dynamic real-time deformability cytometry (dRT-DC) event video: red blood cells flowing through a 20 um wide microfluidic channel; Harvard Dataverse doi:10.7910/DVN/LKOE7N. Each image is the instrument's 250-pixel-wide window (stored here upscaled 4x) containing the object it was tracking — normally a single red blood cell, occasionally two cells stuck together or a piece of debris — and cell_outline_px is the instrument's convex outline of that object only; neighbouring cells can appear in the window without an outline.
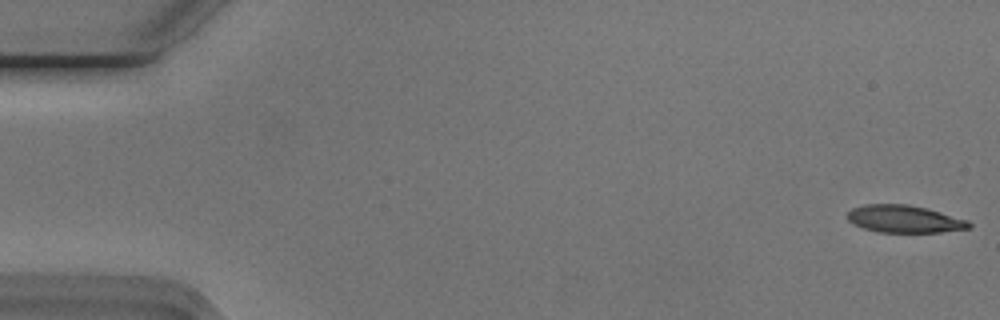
{"species": "Egyptian fruit bat (a non-hibernating species)", "species_latin": "Rousettus aegyptiacus", "temperature_condition": "cold", "stored_images_in_passage": 17, "camera_frame_rate_fps": 3000, "um_per_image_px": 0.085, "animal": {"sex": "male"}, "frame": {"image": 1, "passage_image": 1, "time_ms": 0.0, "image_size_px": [1000, 320], "cell_outline_px": [[972, 228], [940, 232], [876, 232], [864, 228], [848, 220], [848, 212], [852, 208], [864, 204], [908, 204], [928, 208], [968, 220], [972, 224]], "centroid_in_image_um": [76.91, 18.61], "position_along_channel_um": 8.1, "area_um2": 19.48}}